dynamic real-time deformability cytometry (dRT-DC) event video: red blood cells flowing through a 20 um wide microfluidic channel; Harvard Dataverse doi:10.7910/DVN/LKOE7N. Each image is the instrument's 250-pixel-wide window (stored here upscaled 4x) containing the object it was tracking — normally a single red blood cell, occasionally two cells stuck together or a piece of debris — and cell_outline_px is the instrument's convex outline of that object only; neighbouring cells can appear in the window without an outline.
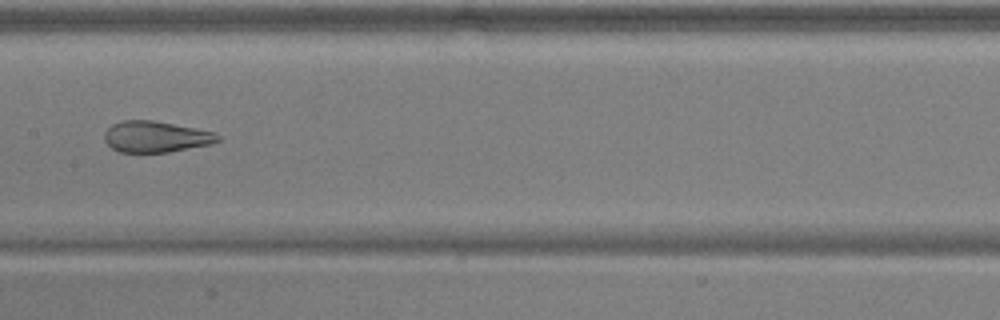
{"species": "common noctule bat (a hibernating species)", "species_latin": "Nyctalus noctula", "temperature_condition": "warm", "stored_images_in_passage": 8, "camera_frame_rate_fps": 3000, "um_per_image_px": 0.085, "animal": {"sex": "male", "body_mass_g": 17.9, "forearm_length_mm": 54.2}, "frame": {"image": 1, "passage_image": 8, "time_ms": 2.333, "image_size_px": [1000, 320], "cell_outline_px": [[220, 140], [212, 144], [168, 152], [120, 152], [112, 148], [104, 140], [104, 132], [112, 124], [120, 120], [152, 120], [212, 132], [220, 136]], "centroid_in_image_um": [13.2, 11.62], "position_along_channel_um": 194.2, "area_um2": 20.4}}